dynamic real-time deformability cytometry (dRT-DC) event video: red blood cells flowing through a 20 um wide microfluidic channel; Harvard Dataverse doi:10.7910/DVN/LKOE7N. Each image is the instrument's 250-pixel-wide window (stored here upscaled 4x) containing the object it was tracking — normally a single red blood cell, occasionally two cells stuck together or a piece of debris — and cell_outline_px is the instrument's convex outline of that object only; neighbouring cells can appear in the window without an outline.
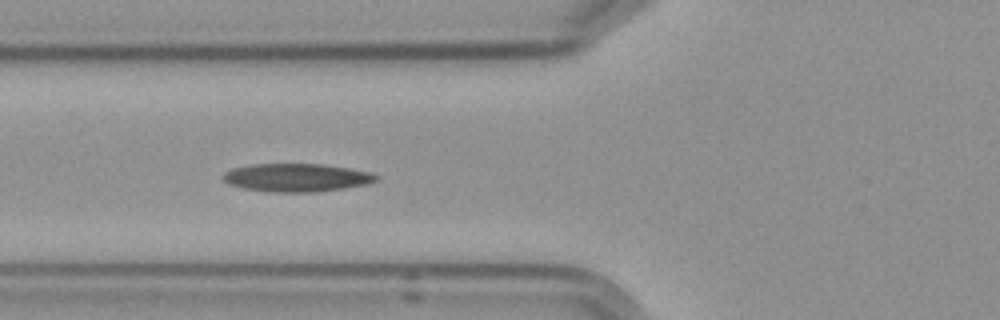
{"species": "Egyptian fruit bat (a non-hibernating species)", "species_latin": "Rousettus aegyptiacus", "temperature_condition": "cold", "stored_images_in_passage": 7, "camera_frame_rate_fps": 3000, "um_per_image_px": 0.085, "frame": {"image": 1, "passage_image": 6, "time_ms": 6.667, "image_size_px": [1000, 320], "cell_outline_px": [[380, 176], [376, 180], [368, 184], [344, 188], [316, 192], [272, 192], [244, 188], [228, 184], [220, 176], [224, 172], [232, 168], [248, 164], [324, 164], [348, 168], [368, 172]], "centroid_in_image_um": [25.17, 15.09], "position_along_channel_um": 100.6, "area_um2": 25.2}}
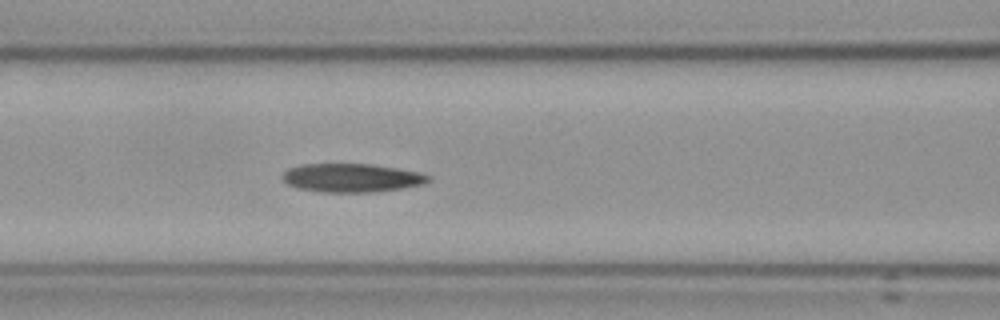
{"frame": {"image": 2, "passage_image": 7, "time_ms": 7.667, "image_size_px": [1000, 320], "cell_outline_px": [[432, 180], [424, 184], [400, 188], [372, 192], [324, 192], [296, 188], [288, 184], [280, 176], [288, 168], [304, 164], [368, 164], [396, 168], [420, 172], [432, 176]], "centroid_in_image_um": [29.9, 15.11], "position_along_channel_um": 136.7, "area_um2": 24.28}}